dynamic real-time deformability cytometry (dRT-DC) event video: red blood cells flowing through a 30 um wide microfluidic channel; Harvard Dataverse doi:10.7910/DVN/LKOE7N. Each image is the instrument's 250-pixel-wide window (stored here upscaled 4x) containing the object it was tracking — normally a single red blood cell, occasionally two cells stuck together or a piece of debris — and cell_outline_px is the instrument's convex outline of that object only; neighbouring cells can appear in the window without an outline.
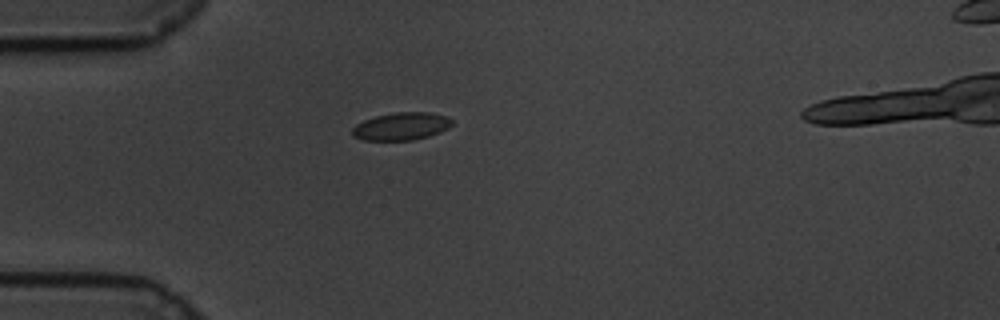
{"species": "common noctule bat (a hibernating species)", "species_latin": "Nyctalus noctula", "temperature_condition": "cold", "stored_images_in_passage": 44, "camera_frame_rate_fps": 3000, "um_per_image_px": 0.085, "animal": {"sex": "male", "body_mass_g": 19.5, "forearm_length_mm": 54.6}, "frame": {"image": 1, "passage_image": 2, "time_ms": 0.333, "image_size_px": [1000, 320], "cell_outline_px": [[452, 124], [448, 128], [440, 132], [428, 136], [412, 140], [364, 140], [352, 136], [352, 128], [356, 124], [364, 120], [376, 116], [396, 112], [428, 112], [444, 116], [452, 120]], "centroid_in_image_um": [34.09, 10.74], "position_along_channel_um": 50.9, "area_um2": 15.95}}
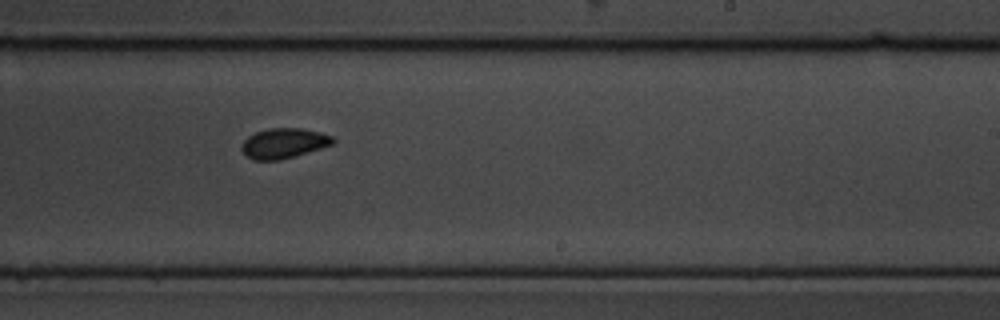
{"frame": {"image": 2, "passage_image": 22, "time_ms": 7.0, "image_size_px": [1000, 320], "cell_outline_px": [[336, 140], [332, 144], [320, 148], [280, 160], [252, 160], [240, 148], [244, 140], [248, 136], [256, 132], [268, 128], [300, 128], [320, 132], [332, 136]], "centroid_in_image_um": [24.11, 12.17], "position_along_channel_um": 264.9, "area_um2": 15.84}}
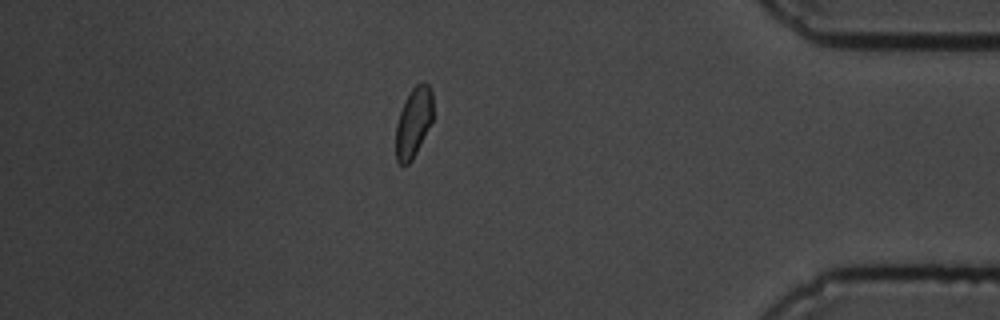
{"frame": {"image": 3, "passage_image": 37, "time_ms": 12.0, "image_size_px": [1000, 320], "cell_outline_px": [[432, 120], [412, 160], [408, 164], [400, 164], [396, 160], [396, 124], [400, 112], [412, 88], [416, 84], [424, 80], [428, 84], [432, 92]], "centroid_in_image_um": [35.15, 10.38], "position_along_channel_um": 400.1, "area_um2": 14.85}}